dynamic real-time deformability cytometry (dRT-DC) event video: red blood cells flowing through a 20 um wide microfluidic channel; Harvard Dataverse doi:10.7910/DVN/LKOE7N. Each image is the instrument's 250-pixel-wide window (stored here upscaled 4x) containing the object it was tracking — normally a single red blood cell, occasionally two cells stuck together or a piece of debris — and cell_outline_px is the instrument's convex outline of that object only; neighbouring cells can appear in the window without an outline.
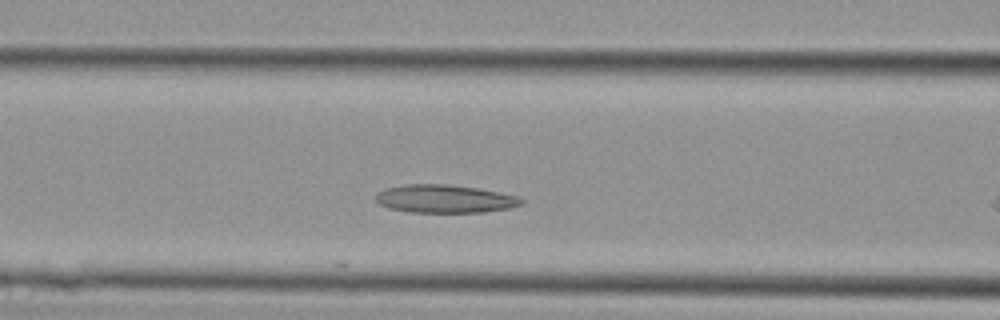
{"species": "Egyptian fruit bat (a non-hibernating species)", "species_latin": "Rousettus aegyptiacus", "temperature_condition": "cold", "stored_images_in_passage": 11, "camera_frame_rate_fps": 3000, "um_per_image_px": 0.085, "animal": {"sex": "female"}, "frame": {"image": 1, "passage_image": 10, "time_ms": 3.0, "image_size_px": [1000, 320], "cell_outline_px": [[524, 204], [508, 208], [484, 212], [412, 212], [388, 208], [380, 204], [376, 200], [376, 192], [384, 188], [404, 184], [444, 184], [476, 188], [500, 192], [516, 196], [524, 200]], "centroid_in_image_um": [37.78, 16.89], "position_along_channel_um": 128.8, "area_um2": 23.81}}